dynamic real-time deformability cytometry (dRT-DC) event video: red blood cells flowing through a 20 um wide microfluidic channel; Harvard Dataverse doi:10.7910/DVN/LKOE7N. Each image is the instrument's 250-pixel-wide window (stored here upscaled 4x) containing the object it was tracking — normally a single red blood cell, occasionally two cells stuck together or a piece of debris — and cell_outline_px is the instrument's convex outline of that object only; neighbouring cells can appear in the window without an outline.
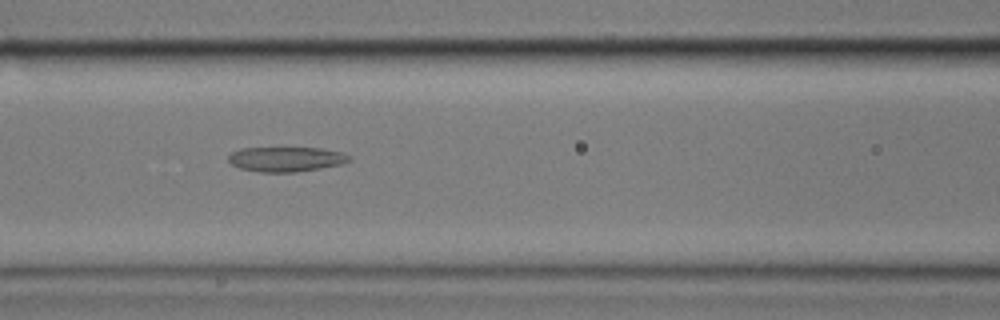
{"species": "common noctule bat (a hibernating species)", "species_latin": "Nyctalus noctula", "temperature_condition": "cold", "stored_images_in_passage": 7, "camera_frame_rate_fps": 3000, "um_per_image_px": 0.085, "animal": {"sex": "male", "body_mass_g": 17.9}, "frame": {"image": 1, "passage_image": 6, "time_ms": 6.667, "image_size_px": [1000, 320], "cell_outline_px": [[352, 160], [344, 164], [296, 172], [260, 172], [240, 168], [232, 164], [228, 160], [228, 156], [232, 152], [240, 148], [320, 148], [344, 152], [352, 156]], "centroid_in_image_um": [24.38, 13.52], "position_along_channel_um": 142.2, "area_um2": 17.63}}
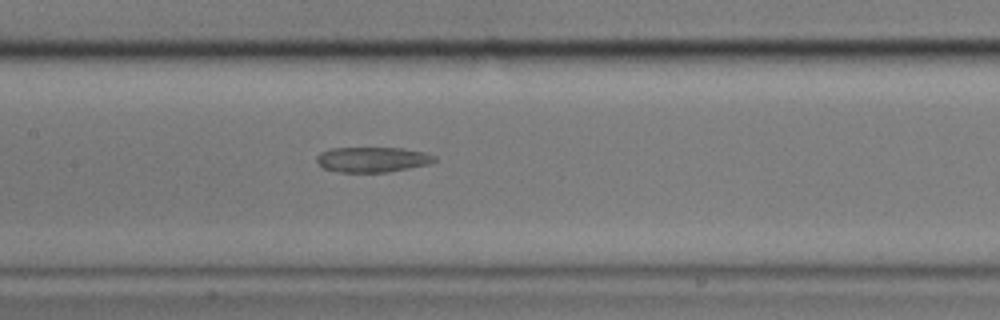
{"frame": {"image": 2, "passage_image": 7, "time_ms": 7.667, "image_size_px": [1000, 320], "cell_outline_px": [[436, 160], [428, 164], [388, 172], [340, 172], [324, 168], [316, 160], [316, 156], [320, 152], [332, 148], [400, 148], [424, 152], [436, 156]], "centroid_in_image_um": [31.65, 13.55], "position_along_channel_um": 175.8, "area_um2": 17.17}}